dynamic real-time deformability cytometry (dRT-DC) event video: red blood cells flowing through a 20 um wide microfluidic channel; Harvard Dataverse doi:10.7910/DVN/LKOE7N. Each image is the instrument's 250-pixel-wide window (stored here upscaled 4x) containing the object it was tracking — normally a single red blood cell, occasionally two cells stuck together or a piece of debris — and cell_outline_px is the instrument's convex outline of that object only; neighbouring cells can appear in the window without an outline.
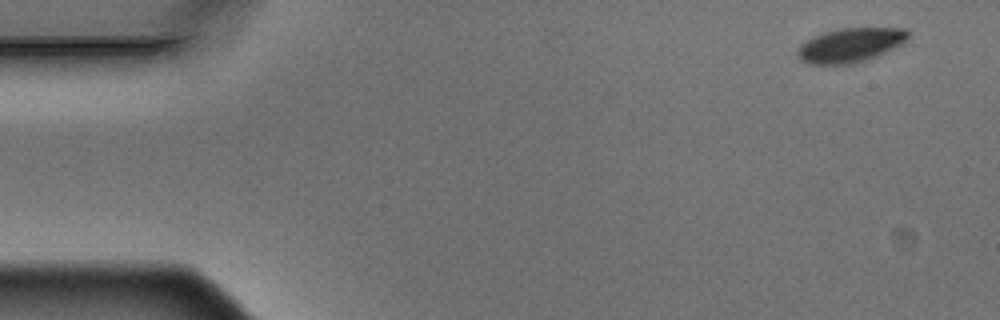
{"species": "Egyptian fruit bat (a non-hibernating species)", "species_latin": "Rousettus aegyptiacus", "temperature_condition": "warm", "stored_images_in_passage": 4, "camera_frame_rate_fps": 3000, "um_per_image_px": 0.085, "animal": {"sex": "male"}, "frame": {"image": 1, "passage_image": 1, "time_ms": 0.0, "image_size_px": [1000, 320], "cell_outline_px": [[908, 40], [868, 60], [848, 64], [808, 64], [800, 60], [796, 56], [796, 52], [800, 44], [824, 32], [840, 28], [908, 28]], "centroid_in_image_um": [72.26, 3.84], "position_along_channel_um": 12.7, "area_um2": 21.96}}
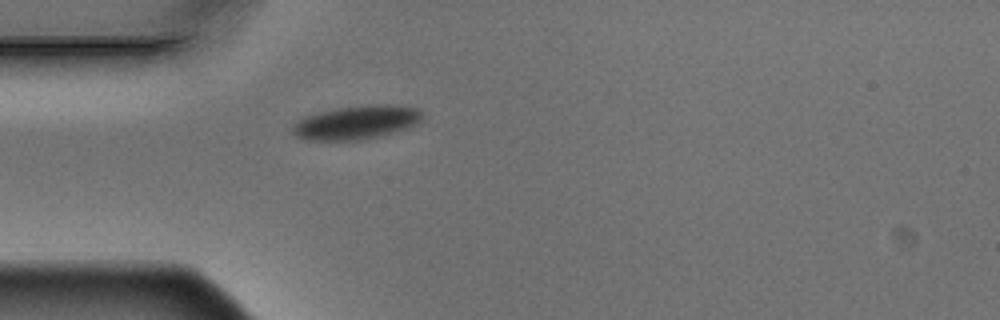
{"frame": {"image": 2, "passage_image": 4, "time_ms": 1.0, "image_size_px": [1000, 320], "cell_outline_px": [[424, 116], [416, 124], [408, 128], [380, 136], [364, 140], [304, 140], [296, 136], [292, 132], [292, 128], [304, 116], [336, 108], [368, 104], [388, 104], [420, 108], [424, 112]], "centroid_in_image_um": [30.35, 10.4], "position_along_channel_um": 54.6, "area_um2": 25.72}}